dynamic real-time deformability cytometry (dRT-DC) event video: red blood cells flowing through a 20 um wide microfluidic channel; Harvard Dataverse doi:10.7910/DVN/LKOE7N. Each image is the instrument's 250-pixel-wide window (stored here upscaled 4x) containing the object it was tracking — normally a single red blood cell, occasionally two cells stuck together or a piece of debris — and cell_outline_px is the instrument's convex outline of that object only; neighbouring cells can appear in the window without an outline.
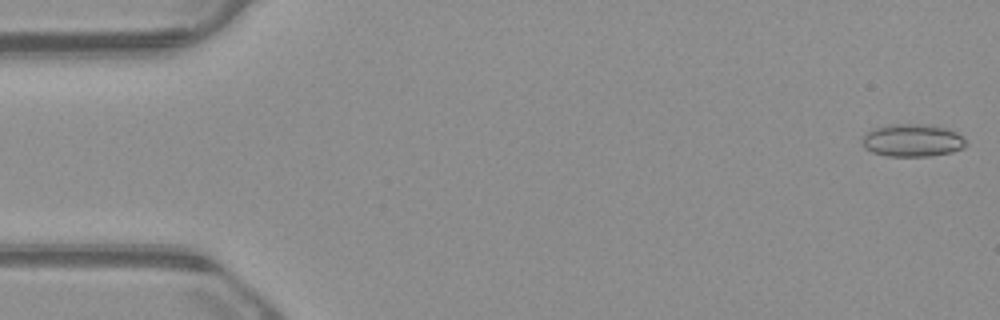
{"species": "common noctule bat (a hibernating species)", "species_latin": "Nyctalus noctula", "temperature_condition": "warm", "stored_images_in_passage": 53, "camera_frame_rate_fps": 3000, "um_per_image_px": 0.085, "animal": {"sex": "male", "body_mass_g": 23.1, "forearm_length_mm": 52.7}, "frame": {"image": 1, "passage_image": 1, "time_ms": 0.0, "image_size_px": [1000, 320], "cell_outline_px": [[968, 144], [964, 148], [952, 152], [928, 156], [888, 156], [872, 152], [864, 148], [860, 140], [872, 128], [892, 124], [932, 124], [948, 128], [956, 132]], "centroid_in_image_um": [77.55, 11.92], "position_along_channel_um": 7.4, "area_um2": 19.94}}
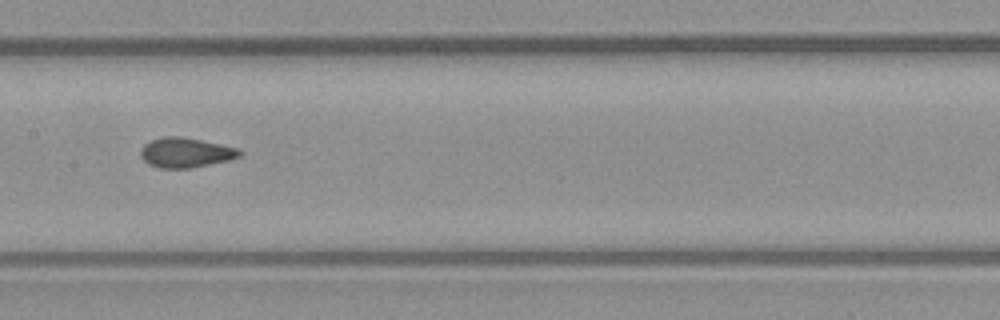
{"frame": {"image": 2, "passage_image": 26, "time_ms": 8.333, "image_size_px": [1000, 320], "cell_outline_px": [[244, 152], [240, 156], [228, 160], [192, 168], [160, 168], [148, 164], [140, 156], [140, 152], [144, 144], [152, 140], [164, 136], [180, 136], [240, 148]], "centroid_in_image_um": [15.79, 12.97], "position_along_channel_um": 191.6, "area_um2": 17.22}}
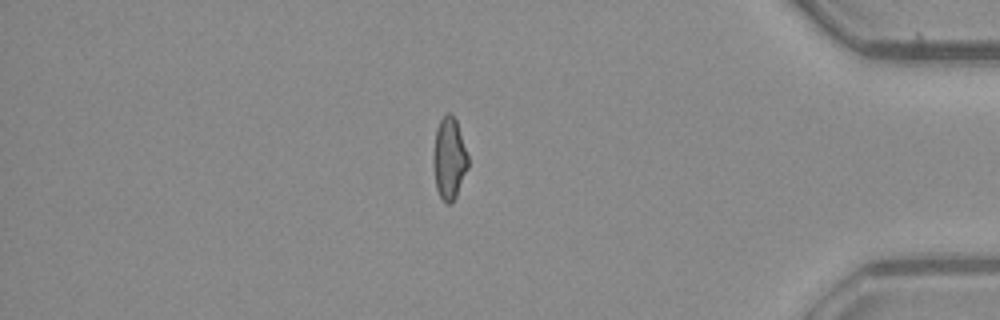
{"frame": {"image": 3, "passage_image": 45, "time_ms": 14.667, "image_size_px": [1000, 320], "cell_outline_px": [[468, 168], [456, 196], [452, 204], [444, 204], [436, 188], [432, 160], [432, 156], [436, 128], [440, 120], [448, 112], [452, 112], [456, 120], [468, 156]], "centroid_in_image_um": [38.16, 13.48], "position_along_channel_um": 397.0, "area_um2": 16.76}, "authors_computed_cell_mechanics": {"area_um2": 17.1088, "velocity_mm_per_s": 3.8641, "shape_relaxation_time_tau1_ms": null, "shape_relaxation_time_tau2_ms": 1.0906, "deformation_change_tau1": null, "deformation_change_tau2": 0.0735}}